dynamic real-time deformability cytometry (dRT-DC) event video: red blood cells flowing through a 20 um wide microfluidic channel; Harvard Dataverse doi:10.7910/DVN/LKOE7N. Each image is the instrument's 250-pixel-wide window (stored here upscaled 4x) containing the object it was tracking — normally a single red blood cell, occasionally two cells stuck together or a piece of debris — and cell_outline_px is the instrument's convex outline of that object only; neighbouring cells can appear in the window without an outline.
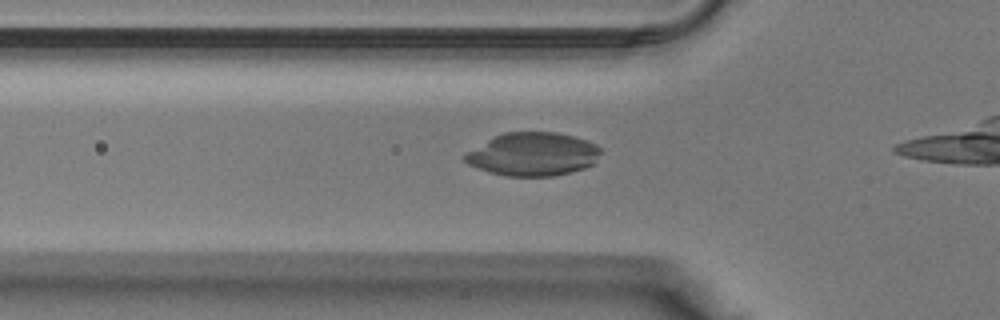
{"species": "Egyptian fruit bat (a non-hibernating species)", "species_latin": "Rousettus aegyptiacus", "temperature_condition": "warm", "stored_images_in_passage": 17, "camera_frame_rate_fps": 3000, "um_per_image_px": 0.085, "animal": {"sex": "male"}, "frame": {"image": 1, "passage_image": 6, "time_ms": 1.667, "image_size_px": [1000, 320], "cell_outline_px": [[600, 152], [592, 164], [584, 168], [552, 176], [504, 176], [488, 172], [468, 164], [464, 160], [464, 156], [468, 152], [488, 140], [504, 132], [556, 132], [572, 136], [596, 144], [600, 148]], "centroid_in_image_um": [45.28, 13.11], "position_along_channel_um": 80.5, "area_um2": 33.76}}